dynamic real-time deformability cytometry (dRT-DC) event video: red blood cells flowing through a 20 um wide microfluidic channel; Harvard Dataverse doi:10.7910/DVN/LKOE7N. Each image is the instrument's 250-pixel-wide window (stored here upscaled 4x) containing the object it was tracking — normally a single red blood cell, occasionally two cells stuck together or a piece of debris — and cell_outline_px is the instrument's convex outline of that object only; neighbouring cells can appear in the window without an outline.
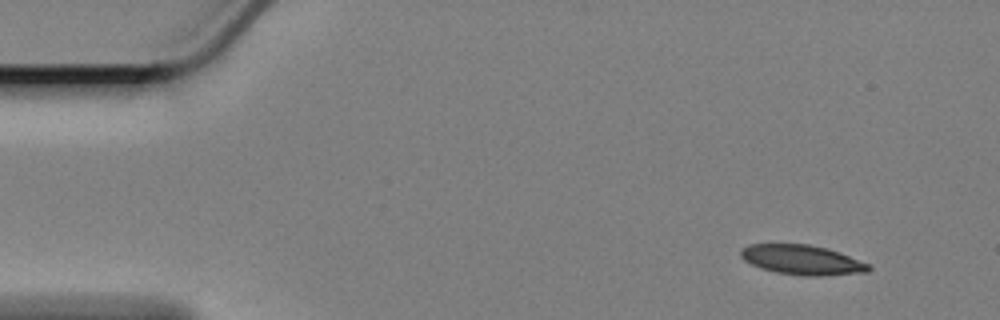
{"species": "Egyptian fruit bat (a non-hibernating species)", "species_latin": "Rousettus aegyptiacus", "temperature_condition": "cold", "stored_images_in_passage": 56, "segment_of_instrument_passage": [1, 2], "camera_frame_rate_fps": 3000, "um_per_image_px": 0.085, "animal": {"sex": "female"}, "frame": {"image": 1, "passage_image": 1, "time_ms": 0.0, "image_size_px": [1000, 320], "cell_outline_px": [[872, 268], [868, 272], [824, 276], [804, 276], [776, 272], [760, 268], [744, 260], [740, 256], [740, 252], [748, 244], [808, 244], [824, 248], [848, 256], [868, 264]], "centroid_in_image_um": [68.15, 22.1], "position_along_channel_um": 16.8, "area_um2": 21.91}}
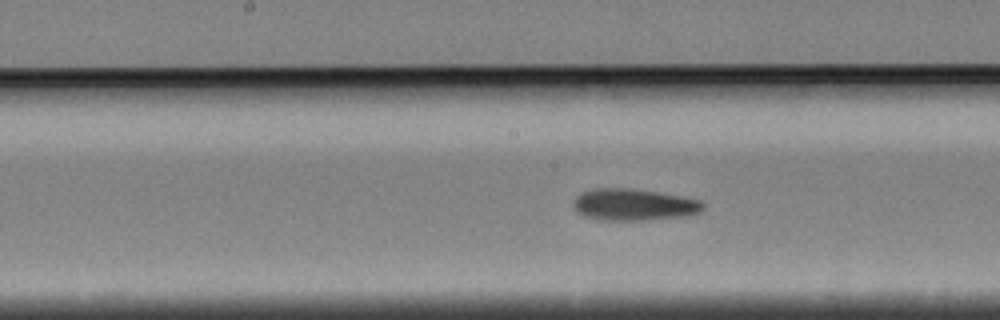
{"frame": {"image": 2, "passage_image": 25, "time_ms": 8.0, "image_size_px": [1000, 320], "cell_outline_px": [[704, 208], [700, 212], [684, 216], [640, 220], [600, 220], [576, 212], [572, 204], [572, 200], [580, 192], [592, 188], [632, 188], [680, 196], [700, 200], [704, 204]], "centroid_in_image_um": [53.82, 17.38], "position_along_channel_um": 194.4, "area_um2": 23.99}}
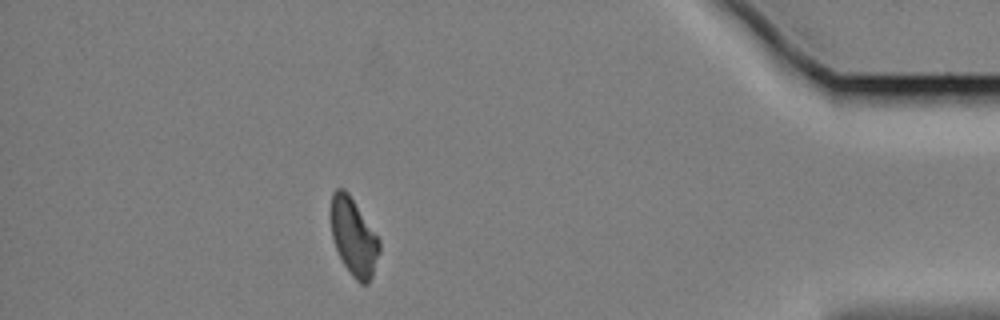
{"frame": {"image": 3, "passage_image": 48, "time_ms": 15.667, "image_size_px": [1000, 320], "cell_outline_px": [[380, 252], [372, 276], [368, 284], [360, 284], [352, 276], [344, 264], [332, 240], [328, 212], [332, 192], [336, 188], [344, 188], [348, 192], [380, 240]], "centroid_in_image_um": [30.02, 20.1], "position_along_channel_um": 405.2, "area_um2": 22.31}}